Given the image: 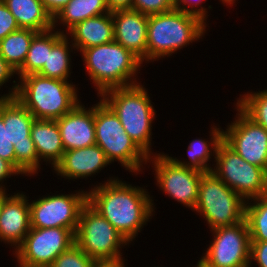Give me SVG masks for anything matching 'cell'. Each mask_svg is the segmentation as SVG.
Wrapping results in <instances>:
<instances>
[{"mask_svg": "<svg viewBox=\"0 0 267 267\" xmlns=\"http://www.w3.org/2000/svg\"><path fill=\"white\" fill-rule=\"evenodd\" d=\"M173 0H134L132 10L152 15L172 10Z\"/></svg>", "mask_w": 267, "mask_h": 267, "instance_id": "4dcf8cb0", "label": "cell"}, {"mask_svg": "<svg viewBox=\"0 0 267 267\" xmlns=\"http://www.w3.org/2000/svg\"><path fill=\"white\" fill-rule=\"evenodd\" d=\"M214 163L212 172L245 201L267 195V171L245 161L224 141Z\"/></svg>", "mask_w": 267, "mask_h": 267, "instance_id": "9c48e42d", "label": "cell"}, {"mask_svg": "<svg viewBox=\"0 0 267 267\" xmlns=\"http://www.w3.org/2000/svg\"><path fill=\"white\" fill-rule=\"evenodd\" d=\"M0 115L8 122L9 141L14 145L16 169L21 175L33 176L41 168L31 137L35 117L15 98L0 99Z\"/></svg>", "mask_w": 267, "mask_h": 267, "instance_id": "30bf717a", "label": "cell"}, {"mask_svg": "<svg viewBox=\"0 0 267 267\" xmlns=\"http://www.w3.org/2000/svg\"><path fill=\"white\" fill-rule=\"evenodd\" d=\"M236 117L223 130V141L245 161L267 171V130L237 105Z\"/></svg>", "mask_w": 267, "mask_h": 267, "instance_id": "9a60e30c", "label": "cell"}, {"mask_svg": "<svg viewBox=\"0 0 267 267\" xmlns=\"http://www.w3.org/2000/svg\"><path fill=\"white\" fill-rule=\"evenodd\" d=\"M8 195L0 212V242L11 244L15 250L30 231L29 200L23 192Z\"/></svg>", "mask_w": 267, "mask_h": 267, "instance_id": "e0dca14e", "label": "cell"}, {"mask_svg": "<svg viewBox=\"0 0 267 267\" xmlns=\"http://www.w3.org/2000/svg\"><path fill=\"white\" fill-rule=\"evenodd\" d=\"M213 127V128H212ZM211 127V138L210 141L206 139H194L190 141L187 152L189 161L186 162L183 160H179L180 158H173L169 156L175 163L181 166H185L188 168L199 170L203 173H207L212 171L213 167H211L209 160L211 156L215 159L218 145L223 141V129L219 126L213 125ZM222 129V130H221ZM208 143V144H207ZM213 153V154H212Z\"/></svg>", "mask_w": 267, "mask_h": 267, "instance_id": "cb8c5ba5", "label": "cell"}, {"mask_svg": "<svg viewBox=\"0 0 267 267\" xmlns=\"http://www.w3.org/2000/svg\"><path fill=\"white\" fill-rule=\"evenodd\" d=\"M67 35H64L48 52L47 63L37 73L46 78L60 79L68 81L71 76V58L70 54L73 50L76 51L75 46L69 42ZM71 43V44H70ZM71 48V50H70ZM73 49V50H72Z\"/></svg>", "mask_w": 267, "mask_h": 267, "instance_id": "484cf974", "label": "cell"}, {"mask_svg": "<svg viewBox=\"0 0 267 267\" xmlns=\"http://www.w3.org/2000/svg\"><path fill=\"white\" fill-rule=\"evenodd\" d=\"M9 194L7 193V191H0V212L3 206V201L4 199L8 196Z\"/></svg>", "mask_w": 267, "mask_h": 267, "instance_id": "60d3db41", "label": "cell"}, {"mask_svg": "<svg viewBox=\"0 0 267 267\" xmlns=\"http://www.w3.org/2000/svg\"><path fill=\"white\" fill-rule=\"evenodd\" d=\"M106 13L110 11L105 0H69L53 18V28L57 30L55 27L62 24L67 27L64 32L66 34L76 24Z\"/></svg>", "mask_w": 267, "mask_h": 267, "instance_id": "d4e9b609", "label": "cell"}, {"mask_svg": "<svg viewBox=\"0 0 267 267\" xmlns=\"http://www.w3.org/2000/svg\"><path fill=\"white\" fill-rule=\"evenodd\" d=\"M94 124L96 144L110 163L117 161L136 175L143 172L149 156L124 131L118 116L101 98L94 104Z\"/></svg>", "mask_w": 267, "mask_h": 267, "instance_id": "8992f818", "label": "cell"}, {"mask_svg": "<svg viewBox=\"0 0 267 267\" xmlns=\"http://www.w3.org/2000/svg\"><path fill=\"white\" fill-rule=\"evenodd\" d=\"M87 203V191L55 194L29 201L30 225L33 228H68L76 233L79 215Z\"/></svg>", "mask_w": 267, "mask_h": 267, "instance_id": "5bb4252c", "label": "cell"}, {"mask_svg": "<svg viewBox=\"0 0 267 267\" xmlns=\"http://www.w3.org/2000/svg\"><path fill=\"white\" fill-rule=\"evenodd\" d=\"M110 12L132 9L134 0H105Z\"/></svg>", "mask_w": 267, "mask_h": 267, "instance_id": "f35d334b", "label": "cell"}, {"mask_svg": "<svg viewBox=\"0 0 267 267\" xmlns=\"http://www.w3.org/2000/svg\"><path fill=\"white\" fill-rule=\"evenodd\" d=\"M258 267H267V241H250V263Z\"/></svg>", "mask_w": 267, "mask_h": 267, "instance_id": "d590c367", "label": "cell"}, {"mask_svg": "<svg viewBox=\"0 0 267 267\" xmlns=\"http://www.w3.org/2000/svg\"><path fill=\"white\" fill-rule=\"evenodd\" d=\"M75 243L97 263L124 261L121 248L129 246L126 238L88 202L80 211Z\"/></svg>", "mask_w": 267, "mask_h": 267, "instance_id": "52a82bcc", "label": "cell"}, {"mask_svg": "<svg viewBox=\"0 0 267 267\" xmlns=\"http://www.w3.org/2000/svg\"><path fill=\"white\" fill-rule=\"evenodd\" d=\"M207 24L197 16L173 8L148 15L147 61L172 56L176 51L205 37Z\"/></svg>", "mask_w": 267, "mask_h": 267, "instance_id": "277c9868", "label": "cell"}, {"mask_svg": "<svg viewBox=\"0 0 267 267\" xmlns=\"http://www.w3.org/2000/svg\"><path fill=\"white\" fill-rule=\"evenodd\" d=\"M19 29L18 23L2 0H0V40Z\"/></svg>", "mask_w": 267, "mask_h": 267, "instance_id": "836d02e7", "label": "cell"}, {"mask_svg": "<svg viewBox=\"0 0 267 267\" xmlns=\"http://www.w3.org/2000/svg\"><path fill=\"white\" fill-rule=\"evenodd\" d=\"M47 12L54 18L69 0H41Z\"/></svg>", "mask_w": 267, "mask_h": 267, "instance_id": "74e56055", "label": "cell"}, {"mask_svg": "<svg viewBox=\"0 0 267 267\" xmlns=\"http://www.w3.org/2000/svg\"><path fill=\"white\" fill-rule=\"evenodd\" d=\"M219 1H220V0H219ZM235 1H236V0H221V2H222L223 4H227V6H228V5H229V6L234 5Z\"/></svg>", "mask_w": 267, "mask_h": 267, "instance_id": "b9f144b4", "label": "cell"}, {"mask_svg": "<svg viewBox=\"0 0 267 267\" xmlns=\"http://www.w3.org/2000/svg\"><path fill=\"white\" fill-rule=\"evenodd\" d=\"M111 163L105 152L97 145L72 149L64 152L61 161L54 167V172L60 177L73 180L86 179L99 173Z\"/></svg>", "mask_w": 267, "mask_h": 267, "instance_id": "d6986e66", "label": "cell"}, {"mask_svg": "<svg viewBox=\"0 0 267 267\" xmlns=\"http://www.w3.org/2000/svg\"><path fill=\"white\" fill-rule=\"evenodd\" d=\"M19 28L43 32L53 28V18L41 0H2Z\"/></svg>", "mask_w": 267, "mask_h": 267, "instance_id": "7402d4cb", "label": "cell"}, {"mask_svg": "<svg viewBox=\"0 0 267 267\" xmlns=\"http://www.w3.org/2000/svg\"><path fill=\"white\" fill-rule=\"evenodd\" d=\"M36 33L19 28L0 40V55L15 72L23 65Z\"/></svg>", "mask_w": 267, "mask_h": 267, "instance_id": "4316f807", "label": "cell"}, {"mask_svg": "<svg viewBox=\"0 0 267 267\" xmlns=\"http://www.w3.org/2000/svg\"><path fill=\"white\" fill-rule=\"evenodd\" d=\"M235 105L249 118L267 130V89L242 94Z\"/></svg>", "mask_w": 267, "mask_h": 267, "instance_id": "f1b7e54d", "label": "cell"}, {"mask_svg": "<svg viewBox=\"0 0 267 267\" xmlns=\"http://www.w3.org/2000/svg\"><path fill=\"white\" fill-rule=\"evenodd\" d=\"M246 201L212 171L203 173L199 182L194 212L207 222L210 231L244 220Z\"/></svg>", "mask_w": 267, "mask_h": 267, "instance_id": "ba28073f", "label": "cell"}, {"mask_svg": "<svg viewBox=\"0 0 267 267\" xmlns=\"http://www.w3.org/2000/svg\"><path fill=\"white\" fill-rule=\"evenodd\" d=\"M96 263L75 243L62 252L49 267H94Z\"/></svg>", "mask_w": 267, "mask_h": 267, "instance_id": "f546056e", "label": "cell"}, {"mask_svg": "<svg viewBox=\"0 0 267 267\" xmlns=\"http://www.w3.org/2000/svg\"><path fill=\"white\" fill-rule=\"evenodd\" d=\"M75 244V233L68 228H30L23 243L13 252L19 267H49Z\"/></svg>", "mask_w": 267, "mask_h": 267, "instance_id": "8fae6325", "label": "cell"}, {"mask_svg": "<svg viewBox=\"0 0 267 267\" xmlns=\"http://www.w3.org/2000/svg\"><path fill=\"white\" fill-rule=\"evenodd\" d=\"M85 70L97 89V96L112 88L128 87L139 84L142 61L121 44L112 41L93 46L80 52ZM137 73V74H136Z\"/></svg>", "mask_w": 267, "mask_h": 267, "instance_id": "7a4b0ae2", "label": "cell"}, {"mask_svg": "<svg viewBox=\"0 0 267 267\" xmlns=\"http://www.w3.org/2000/svg\"><path fill=\"white\" fill-rule=\"evenodd\" d=\"M62 29L51 28L37 32L31 42L23 65L16 71L18 79L29 74H37L47 63L48 52L65 35Z\"/></svg>", "mask_w": 267, "mask_h": 267, "instance_id": "603a6c76", "label": "cell"}, {"mask_svg": "<svg viewBox=\"0 0 267 267\" xmlns=\"http://www.w3.org/2000/svg\"><path fill=\"white\" fill-rule=\"evenodd\" d=\"M146 190L110 177L87 191V202L131 243L155 212Z\"/></svg>", "mask_w": 267, "mask_h": 267, "instance_id": "6da1fadb", "label": "cell"}, {"mask_svg": "<svg viewBox=\"0 0 267 267\" xmlns=\"http://www.w3.org/2000/svg\"><path fill=\"white\" fill-rule=\"evenodd\" d=\"M152 163L156 185L171 199L190 208L197 205L199 182L203 172L178 165L164 153L149 156L147 164Z\"/></svg>", "mask_w": 267, "mask_h": 267, "instance_id": "4fadbf2b", "label": "cell"}, {"mask_svg": "<svg viewBox=\"0 0 267 267\" xmlns=\"http://www.w3.org/2000/svg\"><path fill=\"white\" fill-rule=\"evenodd\" d=\"M195 267H206L205 265H203L199 260L197 262V265Z\"/></svg>", "mask_w": 267, "mask_h": 267, "instance_id": "7bdbcfd3", "label": "cell"}, {"mask_svg": "<svg viewBox=\"0 0 267 267\" xmlns=\"http://www.w3.org/2000/svg\"><path fill=\"white\" fill-rule=\"evenodd\" d=\"M94 267H125V261L101 262V263H96Z\"/></svg>", "mask_w": 267, "mask_h": 267, "instance_id": "ab89813d", "label": "cell"}, {"mask_svg": "<svg viewBox=\"0 0 267 267\" xmlns=\"http://www.w3.org/2000/svg\"><path fill=\"white\" fill-rule=\"evenodd\" d=\"M31 137L39 161L48 162L54 169L65 152L56 120L35 119L31 126Z\"/></svg>", "mask_w": 267, "mask_h": 267, "instance_id": "44dd1931", "label": "cell"}, {"mask_svg": "<svg viewBox=\"0 0 267 267\" xmlns=\"http://www.w3.org/2000/svg\"><path fill=\"white\" fill-rule=\"evenodd\" d=\"M141 83L104 91L99 97L118 116L124 131L148 155L152 148V123L156 111Z\"/></svg>", "mask_w": 267, "mask_h": 267, "instance_id": "5b68a950", "label": "cell"}, {"mask_svg": "<svg viewBox=\"0 0 267 267\" xmlns=\"http://www.w3.org/2000/svg\"><path fill=\"white\" fill-rule=\"evenodd\" d=\"M0 158L9 161L16 168L14 145L9 141L8 122L0 115Z\"/></svg>", "mask_w": 267, "mask_h": 267, "instance_id": "1f68e13d", "label": "cell"}, {"mask_svg": "<svg viewBox=\"0 0 267 267\" xmlns=\"http://www.w3.org/2000/svg\"><path fill=\"white\" fill-rule=\"evenodd\" d=\"M111 13L114 23V41L130 50L142 63H148V15L132 9L118 10Z\"/></svg>", "mask_w": 267, "mask_h": 267, "instance_id": "2e32d148", "label": "cell"}, {"mask_svg": "<svg viewBox=\"0 0 267 267\" xmlns=\"http://www.w3.org/2000/svg\"><path fill=\"white\" fill-rule=\"evenodd\" d=\"M17 81L14 97L35 119L57 120L81 102L78 87L70 81L46 78L39 74H29Z\"/></svg>", "mask_w": 267, "mask_h": 267, "instance_id": "3957f363", "label": "cell"}, {"mask_svg": "<svg viewBox=\"0 0 267 267\" xmlns=\"http://www.w3.org/2000/svg\"><path fill=\"white\" fill-rule=\"evenodd\" d=\"M214 236L200 262L206 267H251L246 220L211 230Z\"/></svg>", "mask_w": 267, "mask_h": 267, "instance_id": "7c38bea8", "label": "cell"}, {"mask_svg": "<svg viewBox=\"0 0 267 267\" xmlns=\"http://www.w3.org/2000/svg\"><path fill=\"white\" fill-rule=\"evenodd\" d=\"M195 1V2H194ZM173 0V7L184 13H188L200 18L204 23L208 18V9L204 8L201 4L206 0ZM189 7V8H187Z\"/></svg>", "mask_w": 267, "mask_h": 267, "instance_id": "d6a6232c", "label": "cell"}, {"mask_svg": "<svg viewBox=\"0 0 267 267\" xmlns=\"http://www.w3.org/2000/svg\"><path fill=\"white\" fill-rule=\"evenodd\" d=\"M65 35H70L76 51L107 44L114 41V23L112 13L88 18L71 28Z\"/></svg>", "mask_w": 267, "mask_h": 267, "instance_id": "ffe728a7", "label": "cell"}, {"mask_svg": "<svg viewBox=\"0 0 267 267\" xmlns=\"http://www.w3.org/2000/svg\"><path fill=\"white\" fill-rule=\"evenodd\" d=\"M250 200L246 201L244 217L250 241H267V195Z\"/></svg>", "mask_w": 267, "mask_h": 267, "instance_id": "83f0119b", "label": "cell"}, {"mask_svg": "<svg viewBox=\"0 0 267 267\" xmlns=\"http://www.w3.org/2000/svg\"><path fill=\"white\" fill-rule=\"evenodd\" d=\"M18 174L21 175V173L9 161L0 158V191H6L3 182L6 181L7 178H11V176Z\"/></svg>", "mask_w": 267, "mask_h": 267, "instance_id": "8d00e7d4", "label": "cell"}, {"mask_svg": "<svg viewBox=\"0 0 267 267\" xmlns=\"http://www.w3.org/2000/svg\"><path fill=\"white\" fill-rule=\"evenodd\" d=\"M82 104L79 102L71 111L56 120L65 151L96 144L94 106L85 108Z\"/></svg>", "mask_w": 267, "mask_h": 267, "instance_id": "ac0fdd59", "label": "cell"}, {"mask_svg": "<svg viewBox=\"0 0 267 267\" xmlns=\"http://www.w3.org/2000/svg\"><path fill=\"white\" fill-rule=\"evenodd\" d=\"M15 75L16 72L0 55V89L1 87H3V84L6 85L7 84L6 82L11 81V78H13ZM13 84L15 85H12V88L10 87L9 93L4 94L3 96L0 94V99L13 98L15 96L17 91V82L14 80Z\"/></svg>", "mask_w": 267, "mask_h": 267, "instance_id": "e575fe53", "label": "cell"}]
</instances>
